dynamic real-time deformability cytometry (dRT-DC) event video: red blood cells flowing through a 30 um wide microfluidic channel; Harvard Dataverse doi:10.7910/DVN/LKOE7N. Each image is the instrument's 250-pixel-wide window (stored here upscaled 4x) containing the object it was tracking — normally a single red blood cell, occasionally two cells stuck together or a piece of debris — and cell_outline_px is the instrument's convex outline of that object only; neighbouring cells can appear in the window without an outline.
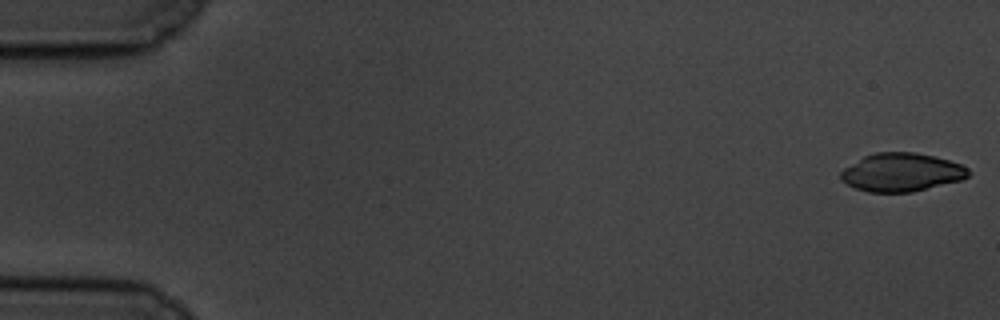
{"species": "common noctule bat (a hibernating species)", "species_latin": "Nyctalus noctula", "temperature_condition": "cold", "stored_images_in_passage": 18, "camera_frame_rate_fps": 3000, "um_per_image_px": 0.085, "animal": {"sex": "male", "body_mass_g": 19.5, "forearm_length_mm": 54.6}, "frame": {"image": 1, "passage_image": 1, "time_ms": 0.0, "image_size_px": [1000, 320], "cell_outline_px": [[972, 172], [968, 176], [960, 180], [912, 192], [868, 192], [856, 188], [840, 180], [840, 172], [844, 168], [864, 156], [876, 152], [916, 152], [936, 156], [960, 164], [968, 168]], "centroid_in_image_um": [76.63, 14.64], "position_along_channel_um": 8.4, "area_um2": 28.5}}